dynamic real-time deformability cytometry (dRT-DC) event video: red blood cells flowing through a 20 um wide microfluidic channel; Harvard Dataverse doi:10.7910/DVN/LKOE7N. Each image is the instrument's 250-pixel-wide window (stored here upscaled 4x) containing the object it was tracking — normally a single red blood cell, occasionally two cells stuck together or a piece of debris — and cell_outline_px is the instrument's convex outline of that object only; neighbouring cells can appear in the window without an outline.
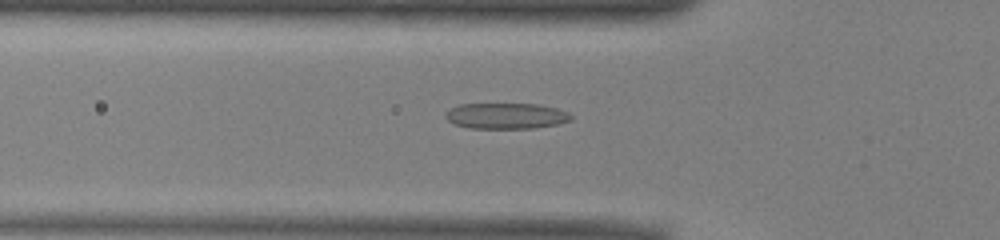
{"species": "common noctule bat (a hibernating species)", "species_latin": "Nyctalus noctula", "temperature_condition": "warm", "stored_images_in_passage": 47, "camera_frame_rate_fps": 3000, "um_per_image_px": 0.085, "animal": {"sex": "male", "body_mass_g": 13.0, "forearm_length_mm": 53.1}, "frame": {"image": 1, "passage_image": 17, "time_ms": 5.333, "image_size_px": [1000, 240], "cell_outline_px": [[572, 120], [560, 124], [532, 128], [468, 128], [452, 124], [444, 116], [452, 108], [460, 104], [536, 104], [556, 108], [568, 112], [572, 116]], "centroid_in_image_um": [43.04, 9.86], "position_along_channel_um": 82.8, "area_um2": 18.9}}
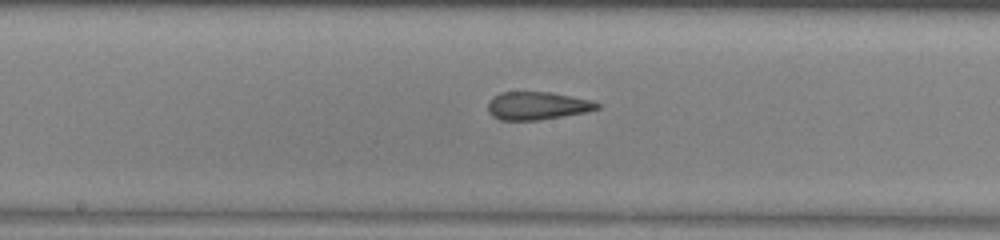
{"frame": {"image": 2, "passage_image": 26, "time_ms": 8.333, "image_size_px": [1000, 240], "cell_outline_px": [[600, 108], [584, 112], [540, 120], [500, 120], [492, 116], [488, 112], [488, 100], [492, 96], [500, 92], [552, 92], [592, 100], [600, 104]], "centroid_in_image_um": [45.63, 8.98], "position_along_channel_um": 202.6, "area_um2": 17.92}}
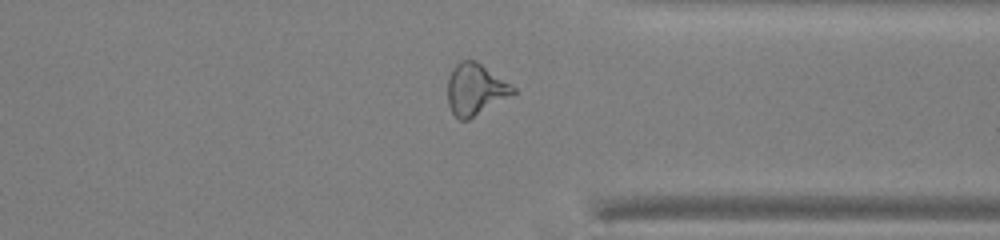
{"frame": {"image": 3, "passage_image": 39, "time_ms": 12.667, "image_size_px": [1000, 240], "cell_outline_px": [[516, 92], [512, 96], [468, 120], [460, 120], [452, 112], [448, 104], [448, 80], [456, 64], [460, 60], [476, 60], [516, 88]], "centroid_in_image_um": [40.42, 7.61], "position_along_channel_um": 371.0, "area_um2": 19.54}, "authors_computed_cell_mechanics": {"area_um2": 19.8832, "velocity_mm_per_s": 3.9702, "shape_relaxation_time_tau1_ms": null, "shape_relaxation_time_tau2_ms": 2.0615, "deformation_change_tau1": null, "deformation_change_tau2": 0.1312}}